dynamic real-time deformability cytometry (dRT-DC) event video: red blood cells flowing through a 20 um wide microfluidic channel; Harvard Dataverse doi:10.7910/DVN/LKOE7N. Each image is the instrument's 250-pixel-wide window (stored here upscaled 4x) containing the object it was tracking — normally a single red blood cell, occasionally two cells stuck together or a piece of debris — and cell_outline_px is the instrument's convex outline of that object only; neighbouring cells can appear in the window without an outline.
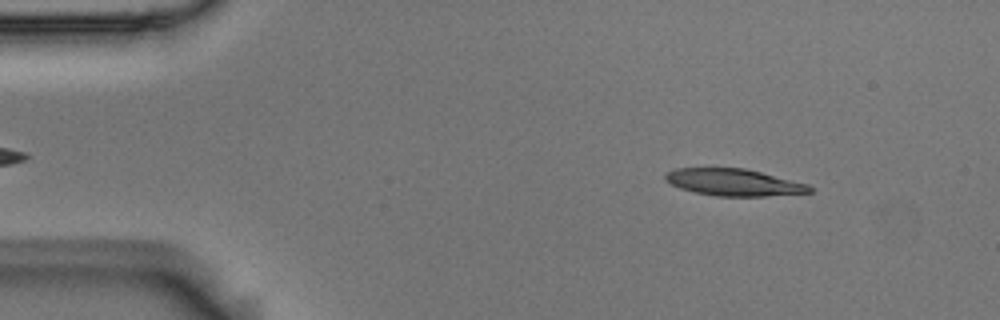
{"species": "Egyptian fruit bat (a non-hibernating species)", "species_latin": "Rousettus aegyptiacus", "temperature_condition": "room temperature", "stored_images_in_passage": 52, "camera_frame_rate_fps": 3000, "um_per_image_px": 0.085, "animal": {"sex": "male"}, "frame": {"image": 1, "passage_image": 6, "time_ms": 1.667, "image_size_px": [1000, 320], "cell_outline_px": [[812, 192], [764, 196], [716, 196], [696, 192], [680, 188], [664, 180], [664, 176], [668, 172], [676, 168], [744, 168], [808, 184], [812, 188]], "centroid_in_image_um": [62.35, 15.5], "position_along_channel_um": 22.6, "area_um2": 22.37}}
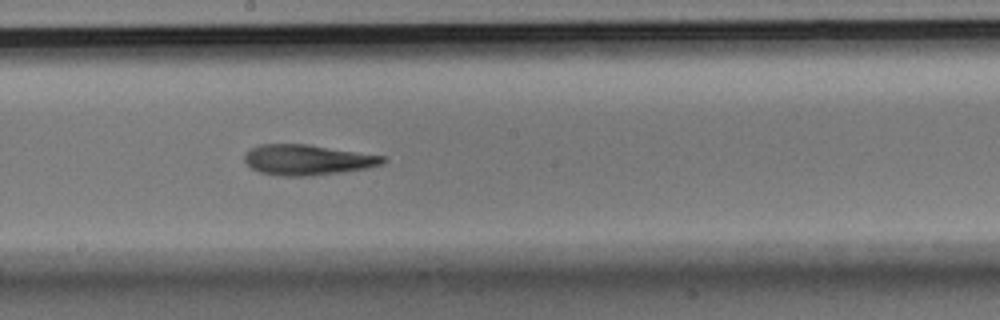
{"frame": {"image": 2, "passage_image": 28, "time_ms": 9.0, "image_size_px": [1000, 320], "cell_outline_px": [[388, 160], [384, 164], [368, 168], [312, 176], [280, 176], [260, 172], [252, 168], [244, 160], [244, 156], [252, 148], [260, 144], [308, 144], [388, 156]], "centroid_in_image_um": [26.21, 13.58], "position_along_channel_um": 222.0, "area_um2": 24.74}}
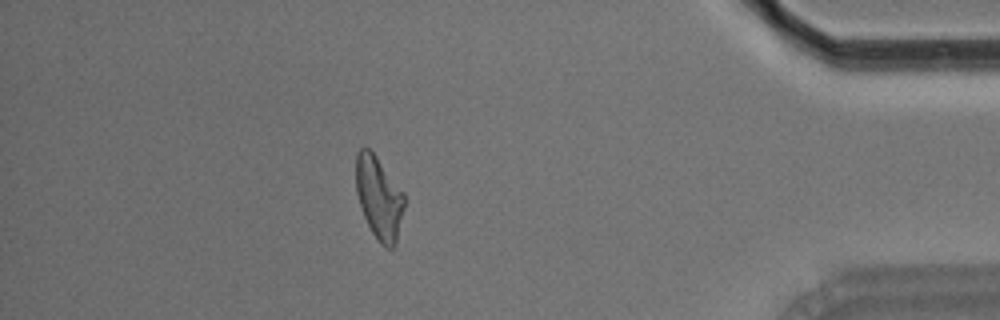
{"frame": {"image": 3, "passage_image": 46, "time_ms": 15.0, "image_size_px": [1000, 320], "cell_outline_px": [[404, 208], [396, 244], [392, 248], [388, 248], [380, 244], [376, 240], [364, 216], [356, 192], [356, 152], [364, 144], [376, 156], [404, 192]], "centroid_in_image_um": [32.21, 16.8], "position_along_channel_um": 403.0, "area_um2": 23.35}, "authors_computed_cell_mechanics": {"area_um2": 23.9003, "velocity_mm_per_s": 3.7431, "shape_relaxation_time_tau1_ms": 6.0573, "shape_relaxation_time_tau2_ms": 6.8245, "deformation_change_tau1": 0.2112, "deformation_change_tau2": 0.1891}}